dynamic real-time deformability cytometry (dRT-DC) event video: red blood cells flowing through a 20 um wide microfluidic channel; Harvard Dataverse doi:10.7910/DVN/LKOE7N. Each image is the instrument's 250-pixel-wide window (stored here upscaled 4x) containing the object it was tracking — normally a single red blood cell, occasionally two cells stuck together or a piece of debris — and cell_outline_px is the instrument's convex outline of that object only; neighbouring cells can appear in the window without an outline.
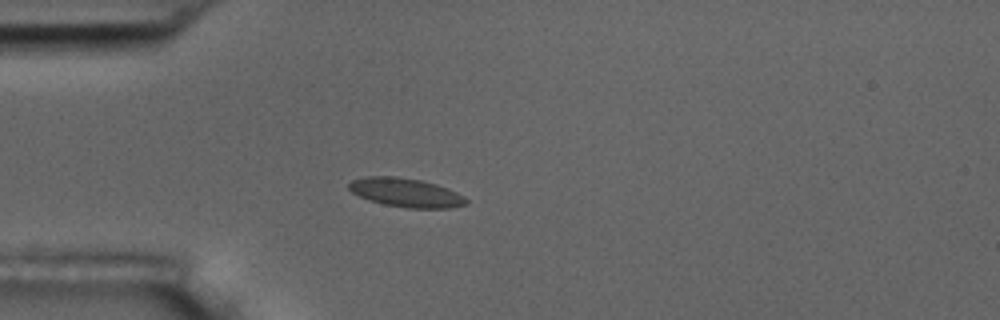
{"species": "common noctule bat (a hibernating species)", "species_latin": "Nyctalus noctula", "temperature_condition": "room temperature", "stored_images_in_passage": 7, "camera_frame_rate_fps": 3000, "um_per_image_px": 0.085, "animal": {"sex": "male", "body_mass_g": 17.5, "forearm_length_mm": 52.3}, "frame": {"image": 1, "passage_image": 3, "time_ms": 3.333, "image_size_px": [1000, 320], "cell_outline_px": [[468, 204], [452, 208], [408, 208], [384, 204], [368, 200], [352, 192], [348, 188], [348, 184], [352, 180], [368, 176], [396, 176], [420, 180], [436, 184], [456, 192], [464, 196], [468, 200]], "centroid_in_image_um": [34.51, 16.37], "position_along_channel_um": 50.5, "area_um2": 19.71}}
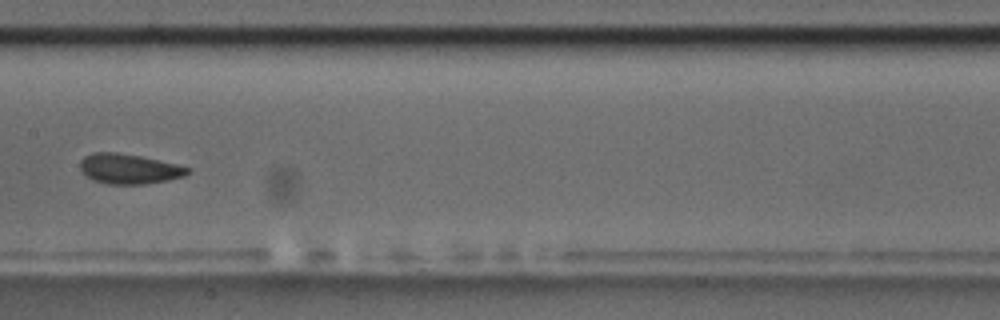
{"frame": {"image": 2, "passage_image": 7, "time_ms": 7.667, "image_size_px": [1000, 320], "cell_outline_px": [[192, 172], [184, 176], [168, 180], [144, 184], [108, 184], [92, 180], [80, 168], [80, 160], [84, 156], [92, 152], [116, 152], [140, 156], [176, 164], [192, 168]], "centroid_in_image_um": [10.99, 14.35], "position_along_channel_um": 196.4, "area_um2": 18.84}}